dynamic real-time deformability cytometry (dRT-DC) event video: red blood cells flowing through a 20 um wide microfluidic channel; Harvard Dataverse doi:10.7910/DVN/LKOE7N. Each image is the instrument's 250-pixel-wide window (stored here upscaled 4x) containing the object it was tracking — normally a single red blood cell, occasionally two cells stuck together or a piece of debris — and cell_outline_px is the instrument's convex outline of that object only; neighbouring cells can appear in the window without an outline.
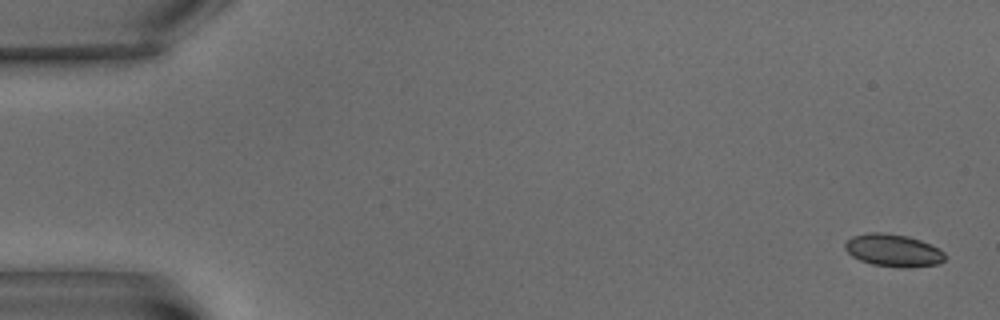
{"species": "common noctule bat (a hibernating species)", "species_latin": "Nyctalus noctula", "temperature_condition": "warm", "stored_images_in_passage": 8, "camera_frame_rate_fps": 3000, "um_per_image_px": 0.085, "animal": {"sex": "male", "body_mass_g": 15.6}, "frame": {"image": 1, "passage_image": 1, "time_ms": 0.0, "image_size_px": [1000, 320], "cell_outline_px": [[944, 260], [940, 264], [908, 268], [904, 268], [872, 264], [860, 260], [852, 256], [844, 248], [844, 244], [852, 236], [868, 232], [884, 232], [908, 236], [920, 240], [940, 248], [944, 252]], "centroid_in_image_um": [75.94, 21.28], "position_along_channel_um": 9.1, "area_um2": 19.07}}